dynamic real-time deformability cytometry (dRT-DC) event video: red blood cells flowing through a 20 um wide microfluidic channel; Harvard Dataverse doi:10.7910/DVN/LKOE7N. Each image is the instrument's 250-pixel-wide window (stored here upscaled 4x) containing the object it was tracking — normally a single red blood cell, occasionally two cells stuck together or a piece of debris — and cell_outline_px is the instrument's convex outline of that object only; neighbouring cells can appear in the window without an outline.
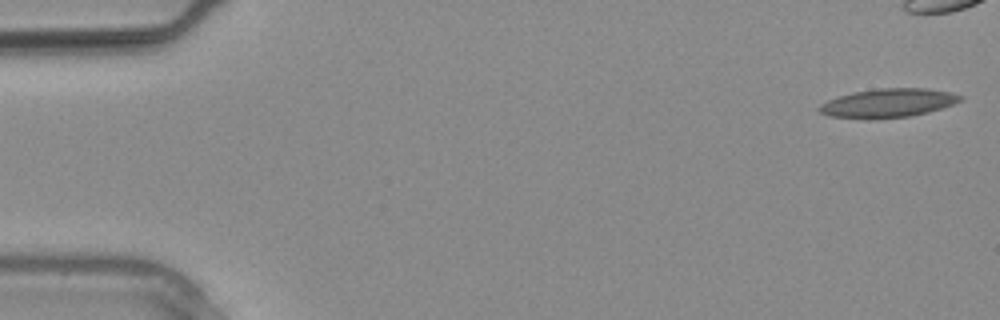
{"species": "common noctule bat (a hibernating species)", "species_latin": "Nyctalus noctula", "temperature_condition": "warm", "stored_images_in_passage": 4, "camera_frame_rate_fps": 3000, "um_per_image_px": 0.085, "animal": {"sex": "male", "body_mass_g": 20.4}, "frame": {"image": 1, "passage_image": 1, "time_ms": 0.0, "image_size_px": [1000, 320], "cell_outline_px": [[964, 96], [960, 100], [952, 104], [928, 112], [908, 116], [828, 116], [820, 112], [816, 108], [820, 104], [828, 100], [852, 92], [880, 88], [924, 88], [948, 92]], "centroid_in_image_um": [75.5, 8.71], "position_along_channel_um": 9.5, "area_um2": 22.48}}